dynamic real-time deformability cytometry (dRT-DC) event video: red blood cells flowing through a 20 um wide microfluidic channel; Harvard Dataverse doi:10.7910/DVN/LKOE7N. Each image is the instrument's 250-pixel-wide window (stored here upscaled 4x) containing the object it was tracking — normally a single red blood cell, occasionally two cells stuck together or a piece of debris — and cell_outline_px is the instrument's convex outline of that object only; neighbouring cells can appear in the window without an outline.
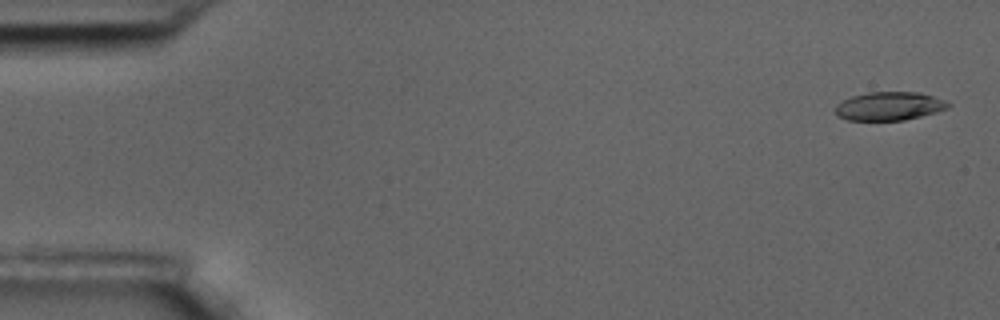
{"species": "common noctule bat (a hibernating species)", "species_latin": "Nyctalus noctula", "temperature_condition": "room temperature", "stored_images_in_passage": 6, "camera_frame_rate_fps": 3000, "um_per_image_px": 0.085, "animal": {"sex": "male", "body_mass_g": 17.5, "forearm_length_mm": 52.3}, "frame": {"image": 1, "passage_image": 1, "time_ms": 0.0, "image_size_px": [1000, 320], "cell_outline_px": [[952, 104], [948, 108], [936, 112], [904, 120], [848, 120], [836, 116], [836, 104], [852, 96], [868, 92], [920, 92], [944, 100]], "centroid_in_image_um": [75.59, 9.02], "position_along_channel_um": 9.4, "area_um2": 18.67}}
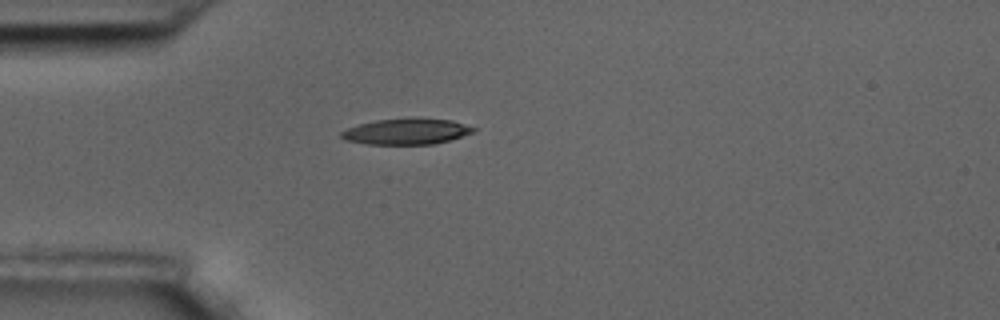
{"frame": {"image": 2, "passage_image": 5, "time_ms": 1.333, "image_size_px": [1000, 320], "cell_outline_px": [[476, 132], [436, 144], [364, 144], [344, 140], [340, 136], [340, 132], [348, 128], [360, 124], [376, 120], [452, 120], [476, 128]], "centroid_in_image_um": [34.54, 11.22], "position_along_channel_um": 50.5, "area_um2": 19.36}}